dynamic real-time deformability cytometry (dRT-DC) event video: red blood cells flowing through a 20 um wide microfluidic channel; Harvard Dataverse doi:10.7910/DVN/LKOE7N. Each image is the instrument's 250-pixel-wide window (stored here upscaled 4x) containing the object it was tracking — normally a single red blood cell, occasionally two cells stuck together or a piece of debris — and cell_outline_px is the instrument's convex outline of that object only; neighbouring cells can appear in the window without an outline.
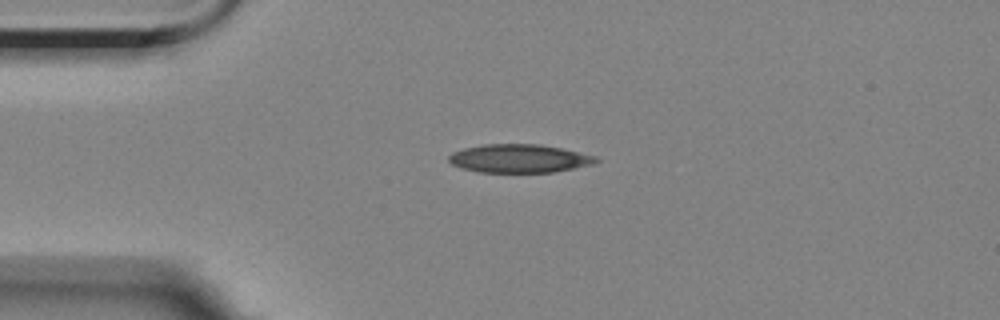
{"species": "Egyptian fruit bat (a non-hibernating species)", "species_latin": "Rousettus aegyptiacus", "temperature_condition": "room temperature", "stored_images_in_passage": 44, "camera_frame_rate_fps": 3000, "um_per_image_px": 0.085, "animal": {"sex": "female"}, "frame": {"image": 1, "passage_image": 1, "time_ms": 0.0, "image_size_px": [1000, 320], "cell_outline_px": [[600, 160], [592, 164], [552, 172], [480, 172], [460, 168], [452, 164], [448, 160], [448, 156], [452, 152], [464, 148], [484, 144], [540, 144], [560, 148], [596, 156]], "centroid_in_image_um": [44.09, 13.47], "position_along_channel_um": 40.9, "area_um2": 24.22}}
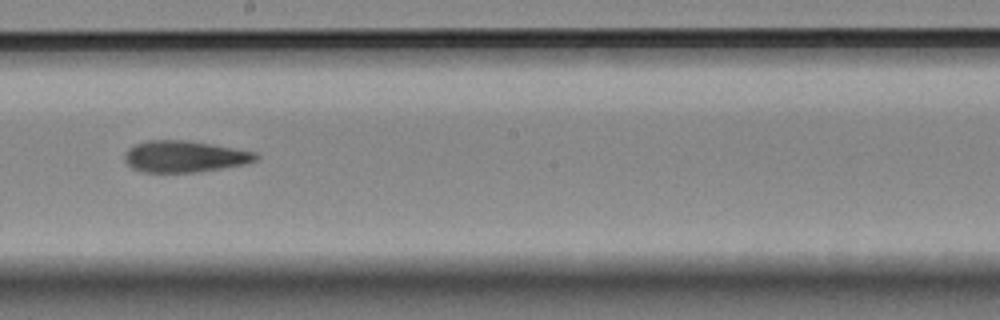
{"frame": {"image": 2, "passage_image": 19, "time_ms": 6.0, "image_size_px": [1000, 320], "cell_outline_px": [[260, 156], [256, 160], [244, 164], [196, 172], [144, 172], [132, 168], [124, 160], [124, 152], [128, 148], [136, 144], [148, 140], [188, 140], [212, 144], [256, 152]], "centroid_in_image_um": [15.66, 13.29], "position_along_channel_um": 232.5, "area_um2": 24.04}}
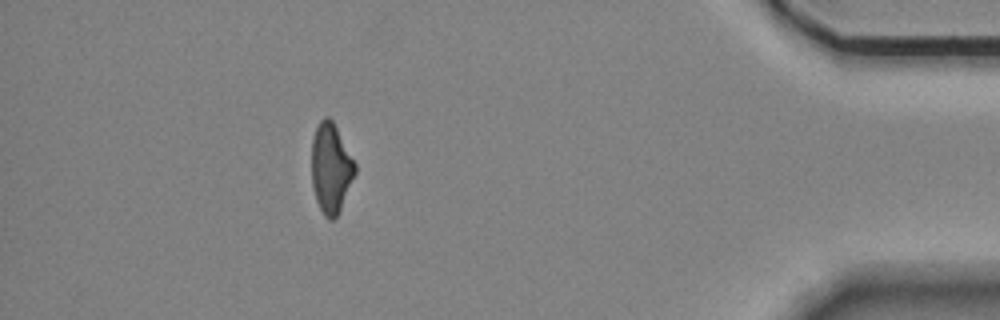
{"frame": {"image": 3, "passage_image": 38, "time_ms": 12.333, "image_size_px": [1000, 320], "cell_outline_px": [[356, 172], [340, 208], [336, 216], [332, 220], [328, 220], [324, 216], [316, 200], [312, 184], [312, 140], [316, 128], [320, 120], [324, 116], [328, 116], [332, 120], [356, 164]], "centroid_in_image_um": [28.11, 14.28], "position_along_channel_um": 407.1, "area_um2": 22.37}, "authors_computed_cell_mechanics": {"area_um2": 24.0737, "velocity_mm_per_s": 3.5565, "shape_relaxation_time_tau1_ms": null, "shape_relaxation_time_tau2_ms": 6.7835, "deformation_change_tau1": null, "deformation_change_tau2": 0.1792}}